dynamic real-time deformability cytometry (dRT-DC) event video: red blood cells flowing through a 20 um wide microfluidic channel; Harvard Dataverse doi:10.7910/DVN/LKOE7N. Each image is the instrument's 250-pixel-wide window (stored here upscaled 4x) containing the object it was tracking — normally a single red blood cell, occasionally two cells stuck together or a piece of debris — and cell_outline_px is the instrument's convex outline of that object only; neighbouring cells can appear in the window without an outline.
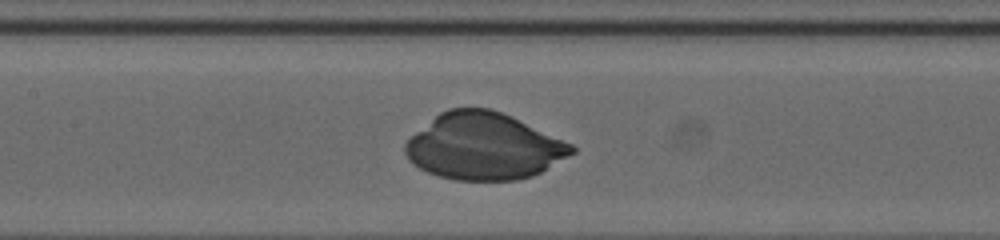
{"species": "human", "species_latin": "Homo sapiens", "temperature_condition": "cold", "stored_images_in_passage": 25, "camera_frame_rate_fps": 3000, "um_per_image_px": 0.085, "donor": {"sex": "female"}, "frame": {"image": 1, "passage_image": 8, "time_ms": 2.333, "image_size_px": [1000, 240], "cell_outline_px": [[576, 152], [540, 172], [532, 176], [516, 180], [456, 180], [440, 176], [428, 172], [412, 164], [408, 160], [404, 152], [404, 144], [416, 132], [440, 112], [448, 108], [488, 108], [500, 112], [572, 144], [576, 148]], "centroid_in_image_um": [41.09, 12.45], "position_along_channel_um": 166.3, "area_um2": 64.04}}
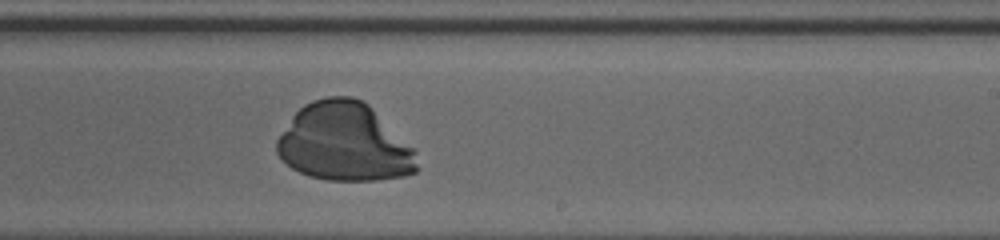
{"frame": {"image": 2, "passage_image": 15, "time_ms": 4.667, "image_size_px": [1000, 240], "cell_outline_px": [[416, 172], [404, 176], [376, 180], [328, 180], [308, 176], [292, 168], [280, 160], [276, 152], [276, 140], [292, 116], [304, 104], [312, 100], [328, 96], [352, 96], [364, 100], [416, 148]], "centroid_in_image_um": [29.28, 12.09], "position_along_channel_um": 259.7, "area_um2": 64.56}}
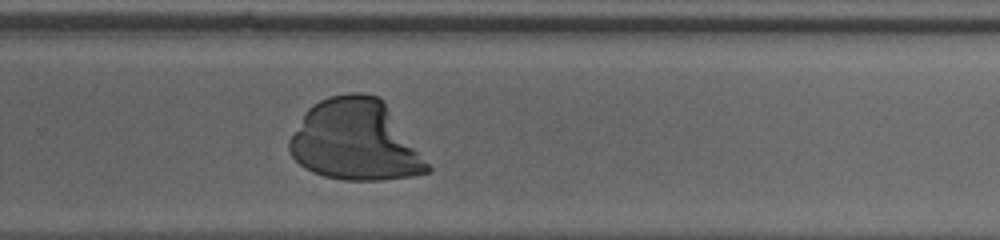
{"frame": {"image": 3, "passage_image": 18, "time_ms": 5.667, "image_size_px": [1000, 240], "cell_outline_px": [[432, 172], [412, 176], [380, 180], [344, 180], [324, 176], [312, 172], [304, 168], [292, 156], [288, 148], [288, 140], [304, 112], [312, 104], [328, 96], [352, 92], [360, 92], [380, 96], [432, 168]], "centroid_in_image_um": [30.18, 11.94], "position_along_channel_um": 299.6, "area_um2": 65.03}}